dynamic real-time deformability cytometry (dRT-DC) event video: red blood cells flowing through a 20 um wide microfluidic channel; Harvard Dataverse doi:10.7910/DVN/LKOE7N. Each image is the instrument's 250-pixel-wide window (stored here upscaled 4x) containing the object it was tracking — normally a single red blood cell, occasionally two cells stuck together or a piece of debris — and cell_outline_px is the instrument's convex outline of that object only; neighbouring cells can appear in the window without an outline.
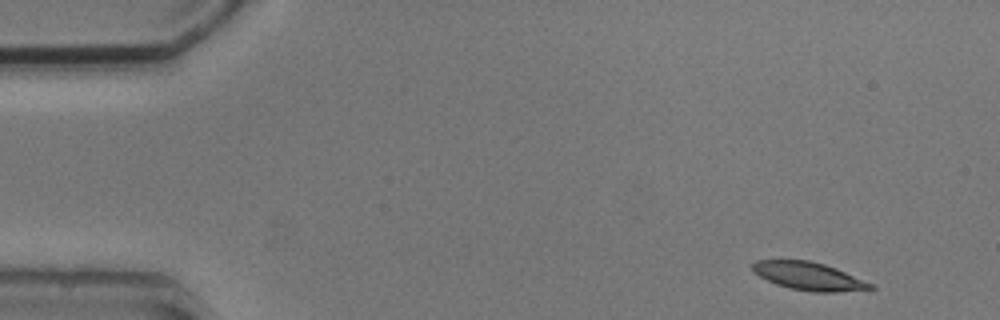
{"species": "common noctule bat (a hibernating species)", "species_latin": "Nyctalus noctula", "temperature_condition": "cold", "stored_images_in_passage": 4, "camera_frame_rate_fps": 3000, "um_per_image_px": 0.085, "animal": {"sex": "male", "body_mass_g": 20.5, "forearm_length_mm": 52.5}, "frame": {"image": 1, "passage_image": 1, "time_ms": 0.0, "image_size_px": [1000, 320], "cell_outline_px": [[876, 288], [836, 292], [812, 292], [792, 288], [776, 284], [760, 276], [752, 268], [752, 264], [756, 260], [808, 260], [824, 264], [836, 268], [872, 284]], "centroid_in_image_um": [68.74, 23.47], "position_along_channel_um": 16.3, "area_um2": 18.84}}
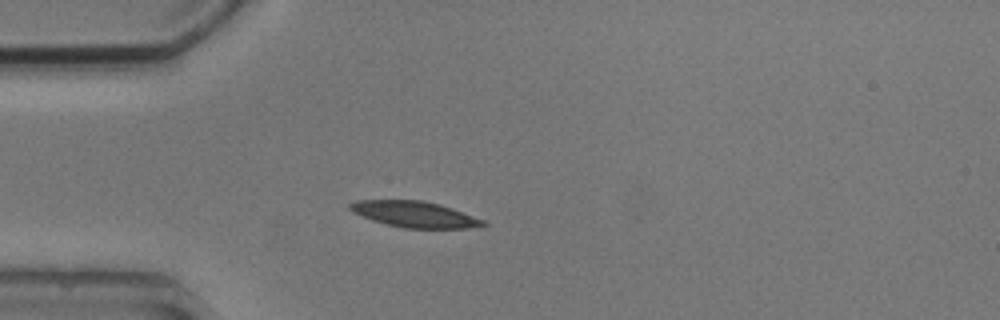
{"frame": {"image": 2, "passage_image": 4, "time_ms": 3.333, "image_size_px": [1000, 320], "cell_outline_px": [[488, 224], [468, 228], [404, 228], [372, 220], [352, 212], [348, 208], [348, 204], [356, 200], [420, 200], [440, 204], [452, 208], [484, 220]], "centroid_in_image_um": [35.21, 18.21], "position_along_channel_um": 49.8, "area_um2": 20.06}}